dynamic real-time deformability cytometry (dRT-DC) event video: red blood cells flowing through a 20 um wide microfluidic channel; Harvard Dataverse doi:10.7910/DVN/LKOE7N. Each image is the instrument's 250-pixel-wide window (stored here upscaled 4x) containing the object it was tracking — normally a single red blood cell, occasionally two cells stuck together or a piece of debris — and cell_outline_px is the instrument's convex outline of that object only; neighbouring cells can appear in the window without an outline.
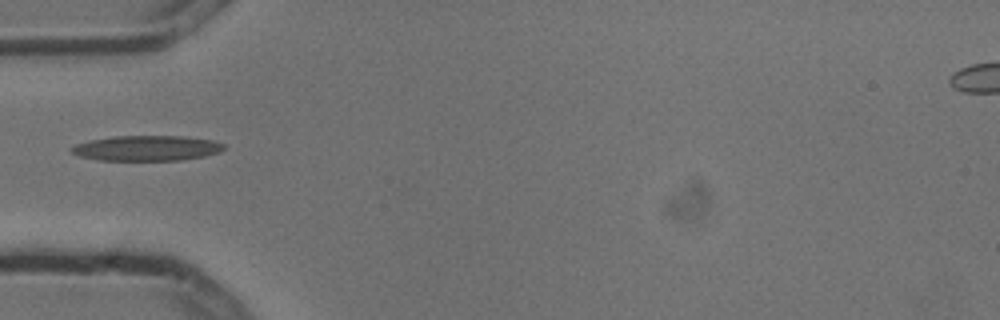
{"species": "common noctule bat (a hibernating species)", "species_latin": "Nyctalus noctula", "temperature_condition": "cold", "stored_images_in_passage": 4, "camera_frame_rate_fps": 3000, "um_per_image_px": 0.085, "animal": {"sex": "male", "body_mass_g": 13.3}, "frame": {"image": 1, "passage_image": 3, "time_ms": 0.667, "image_size_px": [1000, 320], "cell_outline_px": [[224, 148], [220, 152], [204, 156], [180, 160], [100, 160], [80, 156], [72, 152], [68, 148], [76, 144], [92, 140], [112, 136], [184, 136], [212, 140], [224, 144]], "centroid_in_image_um": [12.48, 12.59], "position_along_channel_um": 72.5, "area_um2": 22.31}}
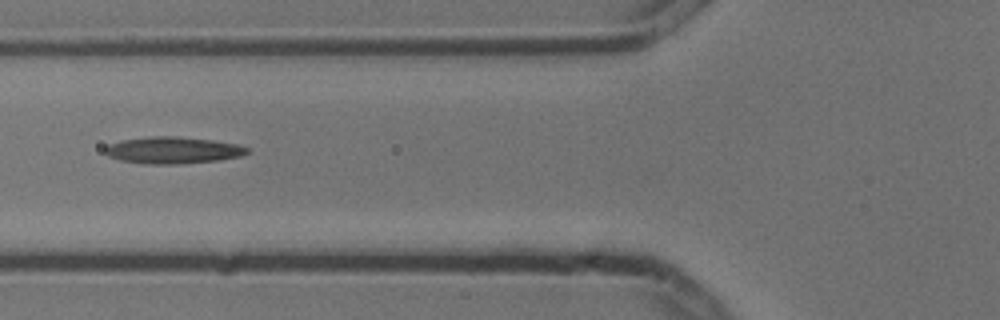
{"frame": {"image": 2, "passage_image": 4, "time_ms": 1.0, "image_size_px": [1000, 320], "cell_outline_px": [[248, 152], [240, 156], [216, 160], [176, 164], [144, 164], [120, 160], [108, 156], [104, 152], [104, 148], [108, 144], [120, 140], [152, 136], [176, 136], [212, 140], [240, 144], [248, 148]], "centroid_in_image_um": [14.65, 12.76], "position_along_channel_um": 111.2, "area_um2": 22.2}}